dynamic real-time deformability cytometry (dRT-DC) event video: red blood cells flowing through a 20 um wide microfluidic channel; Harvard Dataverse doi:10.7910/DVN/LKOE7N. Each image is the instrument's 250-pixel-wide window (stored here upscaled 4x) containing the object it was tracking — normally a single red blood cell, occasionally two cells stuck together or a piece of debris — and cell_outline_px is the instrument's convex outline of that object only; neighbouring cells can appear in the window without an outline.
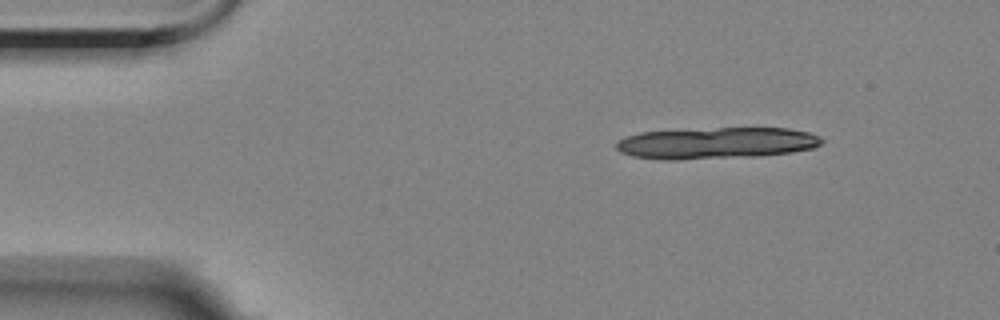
{"species": "Egyptian fruit bat (a non-hibernating species)", "species_latin": "Rousettus aegyptiacus", "temperature_condition": "room temperature", "stored_images_in_passage": 4, "camera_frame_rate_fps": 3000, "um_per_image_px": 0.085, "animal": {"sex": "female"}, "frame": {"image": 1, "passage_image": 1, "time_ms": 0.0, "image_size_px": [1000, 320], "cell_outline_px": [[824, 140], [816, 148], [792, 152], [760, 156], [676, 160], [660, 160], [632, 156], [620, 152], [616, 148], [616, 144], [620, 140], [628, 136], [640, 132], [716, 128], [788, 128], [808, 132], [820, 136]], "centroid_in_image_um": [60.92, 12.17], "position_along_channel_um": 24.1, "area_um2": 37.92}}